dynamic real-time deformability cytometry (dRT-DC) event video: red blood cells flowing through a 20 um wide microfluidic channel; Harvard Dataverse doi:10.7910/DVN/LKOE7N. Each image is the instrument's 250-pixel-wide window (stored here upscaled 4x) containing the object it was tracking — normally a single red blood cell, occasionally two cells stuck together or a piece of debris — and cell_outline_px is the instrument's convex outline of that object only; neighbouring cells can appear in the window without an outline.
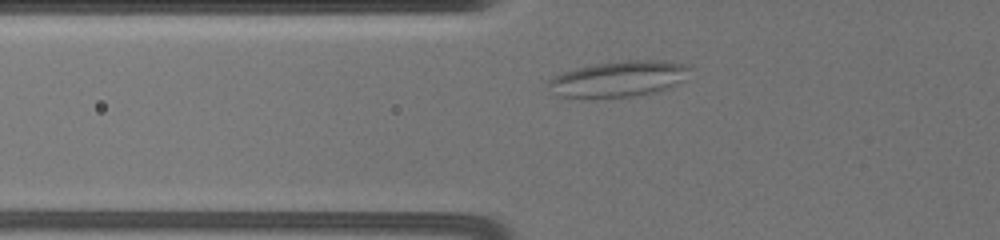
{"species": "common noctule bat (a hibernating species)", "species_latin": "Nyctalus noctula", "temperature_condition": "warm", "stored_images_in_passage": 18, "camera_frame_rate_fps": 3000, "um_per_image_px": 0.085, "animal": {"sex": "female", "body_mass_g": 19.5, "forearm_length_mm": 54.1}, "frame": {"image": 1, "passage_image": 12, "time_ms": 2.333, "image_size_px": [1000, 240], "cell_outline_px": [[692, 68], [688, 80], [656, 92], [632, 96], [580, 100], [556, 96], [544, 84], [552, 76], [576, 68], [596, 64], [620, 60], [660, 60], [684, 64]], "centroid_in_image_um": [52.53, 6.74], "position_along_channel_um": 73.3, "area_um2": 30.63}}